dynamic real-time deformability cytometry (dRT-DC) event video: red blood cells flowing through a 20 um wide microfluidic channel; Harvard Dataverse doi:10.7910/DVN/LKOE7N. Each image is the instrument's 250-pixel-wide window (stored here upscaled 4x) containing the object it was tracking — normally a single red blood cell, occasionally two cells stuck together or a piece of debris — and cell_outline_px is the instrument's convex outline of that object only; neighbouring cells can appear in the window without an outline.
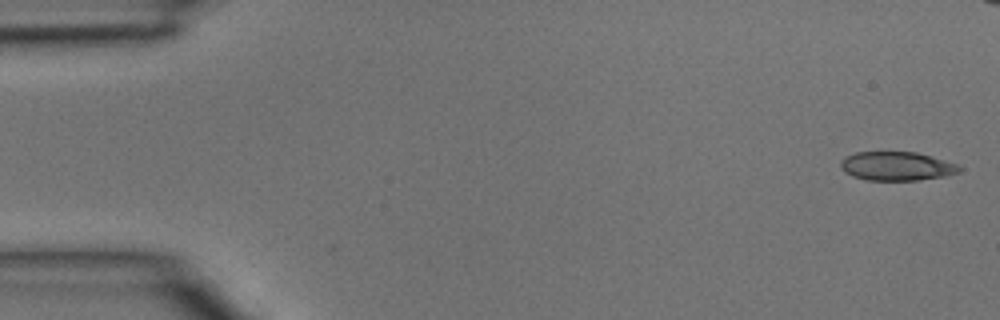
{"species": "common noctule bat (a hibernating species)", "species_latin": "Nyctalus noctula", "temperature_condition": "room temperature", "stored_images_in_passage": 4, "camera_frame_rate_fps": 3000, "um_per_image_px": 0.085, "animal": {"sex": "male", "body_mass_g": 15.6}, "frame": {"image": 1, "passage_image": 1, "time_ms": 0.0, "image_size_px": [1000, 320], "cell_outline_px": [[964, 168], [960, 172], [948, 176], [916, 180], [868, 180], [852, 176], [844, 172], [840, 168], [840, 160], [856, 152], [916, 152], [932, 156], [956, 164]], "centroid_in_image_um": [76.24, 14.13], "position_along_channel_um": 8.8, "area_um2": 20.06}}